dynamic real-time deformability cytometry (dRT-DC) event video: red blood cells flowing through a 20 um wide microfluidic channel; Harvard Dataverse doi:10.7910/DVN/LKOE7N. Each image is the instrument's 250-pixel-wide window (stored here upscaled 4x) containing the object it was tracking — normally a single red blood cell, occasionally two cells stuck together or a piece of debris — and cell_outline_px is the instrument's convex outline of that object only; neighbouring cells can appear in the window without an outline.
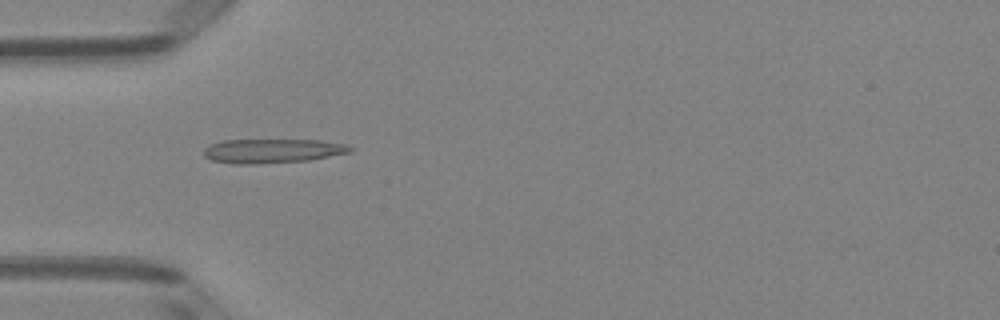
{"species": "Egyptian fruit bat (a non-hibernating species)", "species_latin": "Rousettus aegyptiacus", "temperature_condition": "room temperature", "stored_images_in_passage": 32, "camera_frame_rate_fps": 3000, "um_per_image_px": 0.085, "animal": {"sex": "female"}, "frame": {"image": 1, "passage_image": 2, "time_ms": 0.333, "image_size_px": [1000, 320], "cell_outline_px": [[352, 152], [308, 160], [252, 164], [236, 164], [212, 160], [204, 156], [204, 148], [212, 144], [224, 140], [320, 140], [348, 144], [352, 148]], "centroid_in_image_um": [23.18, 12.82], "position_along_channel_um": 61.8, "area_um2": 20.52}}
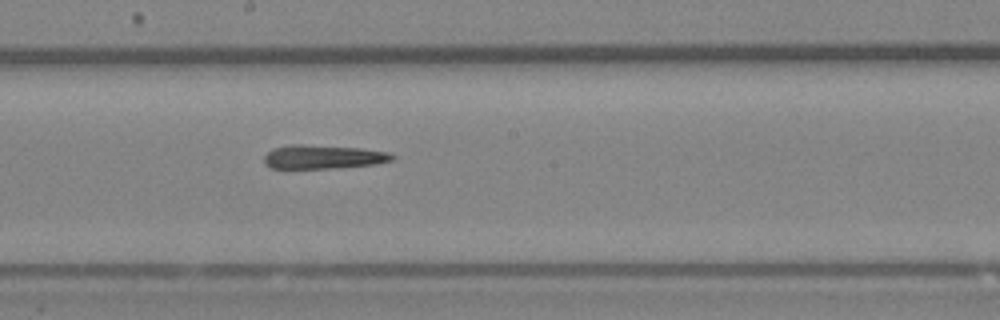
{"frame": {"image": 2, "passage_image": 14, "time_ms": 4.333, "image_size_px": [1000, 320], "cell_outline_px": [[396, 156], [392, 160], [376, 164], [332, 168], [272, 168], [264, 164], [264, 156], [272, 148], [288, 144], [304, 144], [360, 148], [388, 152]], "centroid_in_image_um": [27.44, 13.32], "position_along_channel_um": 220.8, "area_um2": 17.86}}
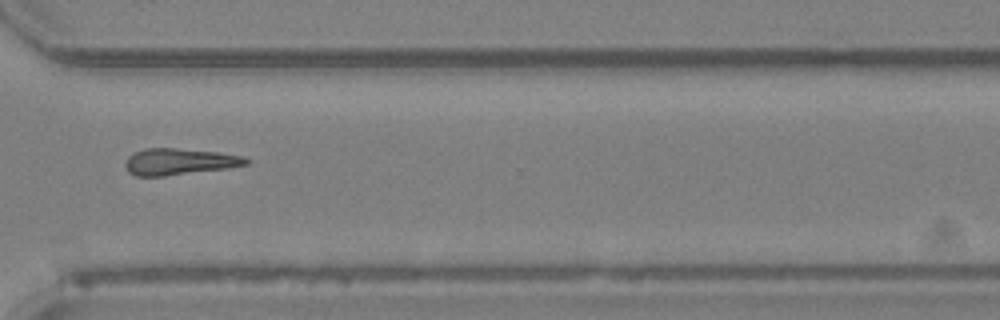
{"frame": {"image": 3, "passage_image": 24, "time_ms": 7.667, "image_size_px": [1000, 320], "cell_outline_px": [[252, 160], [248, 164], [228, 168], [164, 176], [136, 176], [128, 172], [124, 164], [128, 156], [144, 148], [176, 148], [220, 152], [244, 156]], "centroid_in_image_um": [15.27, 13.73], "position_along_channel_um": 355.3, "area_um2": 18.79}, "authors_computed_cell_mechanics": {"area_um2": 18.8139, "velocity_mm_per_s": 4.0276, "shape_relaxation_time_tau1_ms": 9.0579, "shape_relaxation_time_tau2_ms": 10.7592, "deformation_change_tau1": 0.2077, "deformation_change_tau2": 0.2452}}